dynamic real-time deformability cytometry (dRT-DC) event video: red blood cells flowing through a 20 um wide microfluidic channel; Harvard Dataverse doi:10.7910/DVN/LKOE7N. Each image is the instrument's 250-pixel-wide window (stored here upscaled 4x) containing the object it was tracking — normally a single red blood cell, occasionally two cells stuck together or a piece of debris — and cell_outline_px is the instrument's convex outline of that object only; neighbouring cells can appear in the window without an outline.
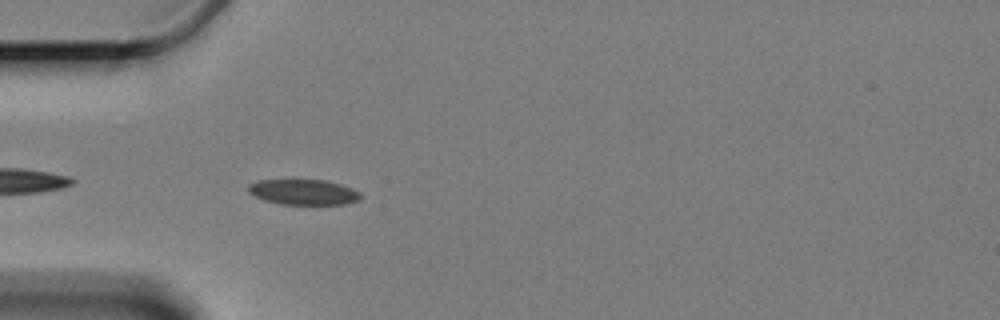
{"species": "Egyptian fruit bat (a non-hibernating species)", "species_latin": "Rousettus aegyptiacus", "temperature_condition": "cold", "stored_images_in_passage": 6, "camera_frame_rate_fps": 3000, "um_per_image_px": 0.085, "animal": {"sex": "female"}, "frame": {"image": 1, "passage_image": 6, "time_ms": 5.667, "image_size_px": [1000, 320], "cell_outline_px": [[360, 200], [348, 204], [280, 204], [264, 200], [248, 192], [248, 184], [256, 180], [324, 180], [340, 184], [352, 188], [360, 192]], "centroid_in_image_um": [25.8, 16.32], "position_along_channel_um": 59.2, "area_um2": 16.65}}